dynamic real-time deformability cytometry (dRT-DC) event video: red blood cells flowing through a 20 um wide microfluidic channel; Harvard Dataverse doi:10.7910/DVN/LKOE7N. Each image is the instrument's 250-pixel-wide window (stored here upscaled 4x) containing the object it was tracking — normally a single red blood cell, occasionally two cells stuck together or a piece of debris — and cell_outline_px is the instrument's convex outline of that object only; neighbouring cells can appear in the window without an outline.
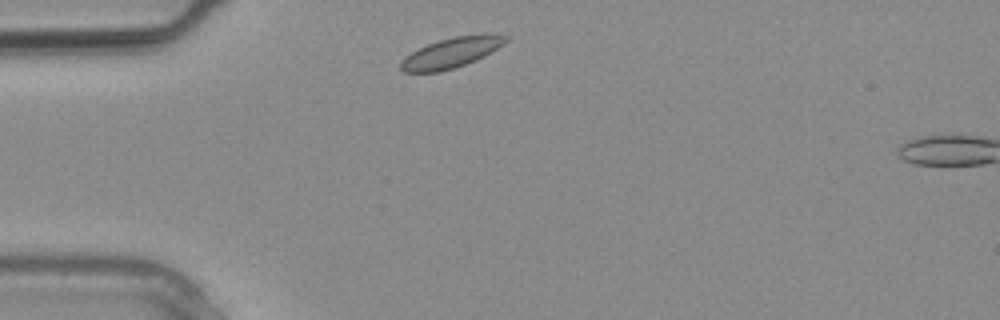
{"species": "common noctule bat (a hibernating species)", "species_latin": "Nyctalus noctula", "temperature_condition": "warm", "stored_images_in_passage": 2, "camera_frame_rate_fps": 3000, "um_per_image_px": 0.085, "animal": {"sex": "male", "body_mass_g": 20.4}, "frame": {"image": 1, "passage_image": 1, "time_ms": 0.0, "image_size_px": [1000, 320], "cell_outline_px": [[508, 40], [504, 44], [484, 56], [476, 60], [440, 72], [404, 72], [400, 68], [400, 64], [404, 56], [428, 44], [440, 40], [456, 36], [484, 32], [488, 32], [508, 36]], "centroid_in_image_um": [38.41, 4.45], "position_along_channel_um": 46.6, "area_um2": 18.55}}